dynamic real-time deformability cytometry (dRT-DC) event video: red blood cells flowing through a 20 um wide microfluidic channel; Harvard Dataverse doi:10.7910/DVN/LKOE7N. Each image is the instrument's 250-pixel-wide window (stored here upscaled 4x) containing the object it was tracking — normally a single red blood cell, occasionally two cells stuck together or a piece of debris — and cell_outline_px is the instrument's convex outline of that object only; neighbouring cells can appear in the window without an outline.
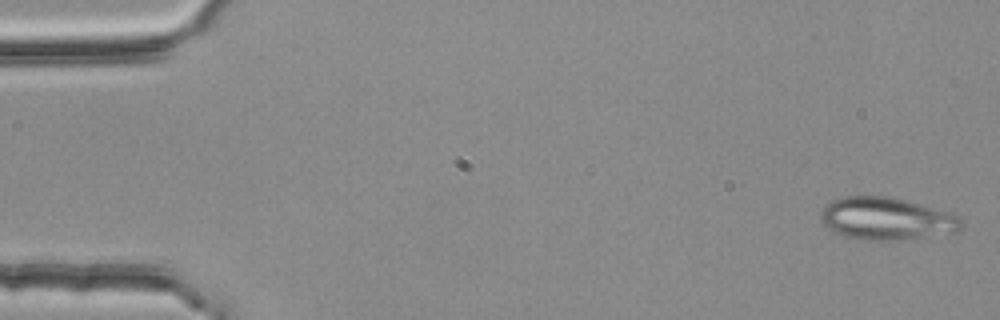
{"species": "common noctule bat (a hibernating species)", "species_latin": "Nyctalus noctula", "temperature_condition": "room temperature", "stored_images_in_passage": 4, "camera_frame_rate_fps": 3000, "um_per_image_px": 0.085, "animal": {"sex": "female", "body_mass_g": 25.1}, "frame": {"image": 1, "passage_image": 1, "time_ms": 0.0, "image_size_px": [1000, 320], "cell_outline_px": [[964, 224], [960, 228], [952, 232], [900, 240], [864, 240], [844, 236], [828, 228], [824, 224], [820, 216], [820, 212], [832, 200], [840, 196], [892, 196], [908, 200], [952, 212], [960, 216]], "centroid_in_image_um": [75.37, 18.56], "position_along_channel_um": 9.6, "area_um2": 34.97}}